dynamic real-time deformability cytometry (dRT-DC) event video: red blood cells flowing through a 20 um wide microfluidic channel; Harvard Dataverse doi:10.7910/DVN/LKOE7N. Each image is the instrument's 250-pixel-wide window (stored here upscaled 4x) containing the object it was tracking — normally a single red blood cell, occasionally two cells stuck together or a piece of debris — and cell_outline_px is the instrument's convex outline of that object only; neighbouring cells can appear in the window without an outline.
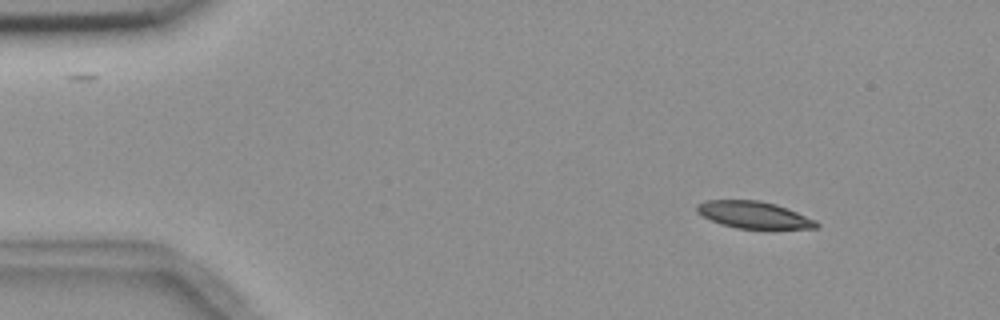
{"species": "common noctule bat (a hibernating species)", "species_latin": "Nyctalus noctula", "temperature_condition": "room temperature", "stored_images_in_passage": 8, "camera_frame_rate_fps": 3000, "um_per_image_px": 0.085, "animal": {"sex": "female", "body_mass_g": 18.4}, "frame": {"image": 1, "passage_image": 1, "time_ms": 0.0, "image_size_px": [1000, 320], "cell_outline_px": [[820, 224], [816, 228], [736, 228], [720, 224], [696, 212], [696, 204], [704, 200], [760, 200], [776, 204], [816, 220]], "centroid_in_image_um": [64.03, 18.25], "position_along_channel_um": 21.0, "area_um2": 18.61}}
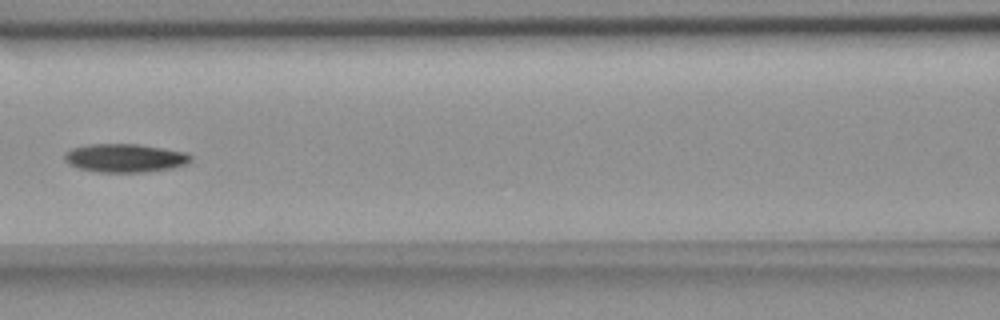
{"frame": {"image": 2, "passage_image": 5, "time_ms": 6.0, "image_size_px": [1000, 320], "cell_outline_px": [[192, 160], [188, 164], [172, 168], [144, 172], [96, 172], [76, 168], [68, 164], [64, 160], [64, 152], [72, 148], [88, 144], [136, 144], [164, 148], [188, 152], [192, 156]], "centroid_in_image_um": [10.62, 13.43], "position_along_channel_um": 156.0, "area_um2": 21.27}}
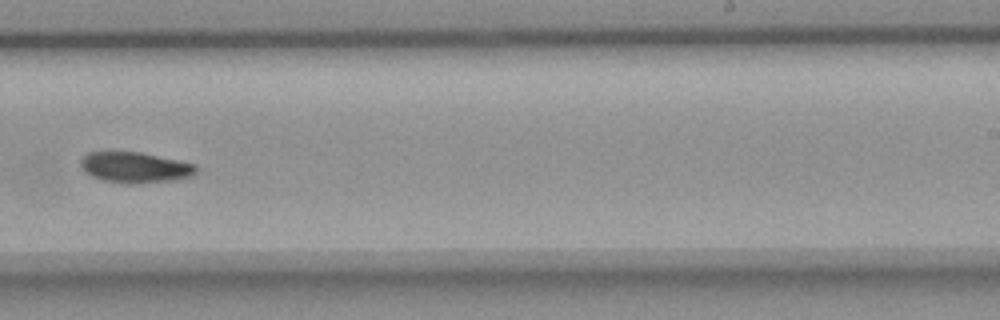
{"frame": {"image": 3, "passage_image": 8, "time_ms": 9.333, "image_size_px": [1000, 320], "cell_outline_px": [[200, 172], [192, 176], [172, 180], [132, 184], [128, 184], [104, 180], [92, 176], [84, 172], [80, 164], [80, 160], [88, 152], [140, 152], [196, 164]], "centroid_in_image_um": [11.51, 14.23], "position_along_channel_um": 277.5, "area_um2": 20.69}}